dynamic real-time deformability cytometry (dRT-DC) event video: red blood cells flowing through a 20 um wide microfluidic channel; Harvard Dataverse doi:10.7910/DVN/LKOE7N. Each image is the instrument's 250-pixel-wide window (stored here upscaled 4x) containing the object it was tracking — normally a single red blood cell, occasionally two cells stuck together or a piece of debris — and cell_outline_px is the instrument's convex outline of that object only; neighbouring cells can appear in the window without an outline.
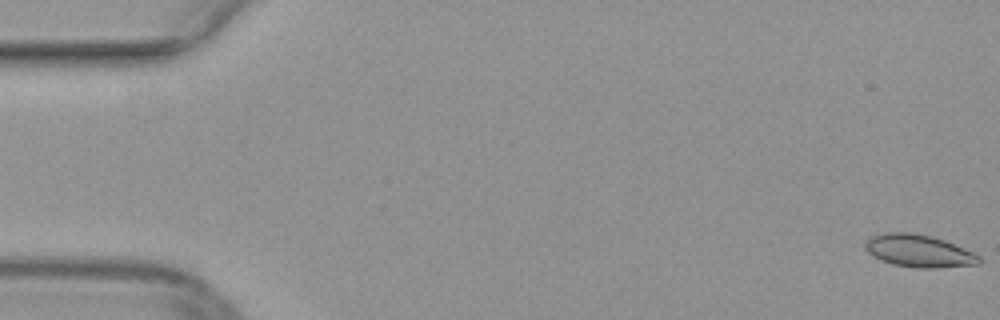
{"species": "common noctule bat (a hibernating species)", "species_latin": "Nyctalus noctula", "temperature_condition": "warm", "stored_images_in_passage": 51, "camera_frame_rate_fps": 3000, "um_per_image_px": 0.085, "animal": {"sex": "female", "body_mass_g": 29.2, "forearm_length_mm": 56.3}, "frame": {"image": 1, "passage_image": 1, "time_ms": 0.0, "image_size_px": [1000, 320], "cell_outline_px": [[984, 260], [980, 264], [936, 268], [916, 268], [892, 264], [880, 260], [872, 256], [864, 248], [864, 244], [872, 236], [884, 232], [912, 232], [932, 236], [944, 240], [964, 248], [980, 256]], "centroid_in_image_um": [78.11, 21.33], "position_along_channel_um": 6.9, "area_um2": 21.79}}
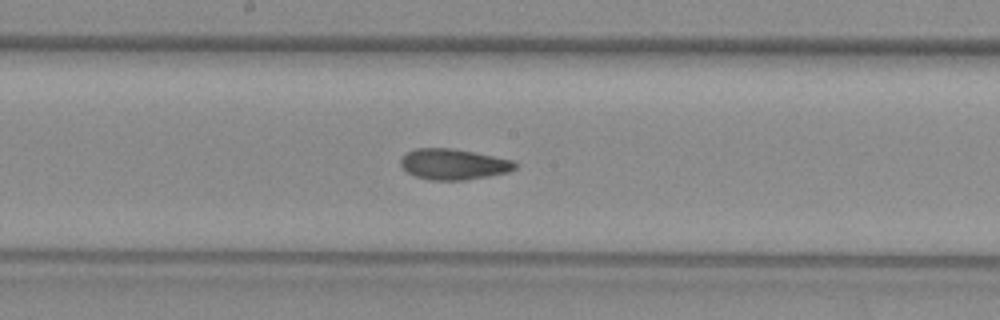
{"frame": {"image": 2, "passage_image": 27, "time_ms": 8.667, "image_size_px": [1000, 320], "cell_outline_px": [[516, 168], [508, 172], [488, 176], [464, 180], [428, 180], [416, 176], [408, 172], [400, 164], [400, 160], [408, 152], [416, 148], [452, 148], [512, 160], [516, 164]], "centroid_in_image_um": [38.53, 13.96], "position_along_channel_um": 209.7, "area_um2": 20.23}}
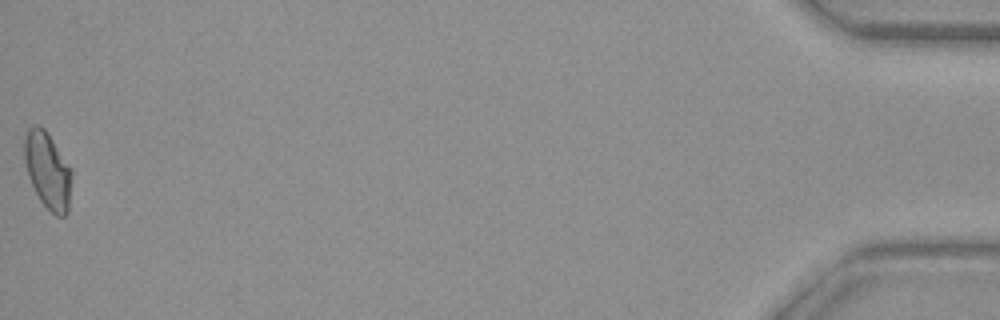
{"frame": {"image": 3, "passage_image": 51, "time_ms": 16.667, "image_size_px": [1000, 320], "cell_outline_px": [[72, 176], [68, 212], [64, 216], [56, 216], [40, 200], [28, 176], [24, 160], [24, 136], [28, 128], [36, 124], [44, 128], [52, 140], [72, 172]], "centroid_in_image_um": [4.03, 14.49], "position_along_channel_um": 431.2, "area_um2": 20.81}}